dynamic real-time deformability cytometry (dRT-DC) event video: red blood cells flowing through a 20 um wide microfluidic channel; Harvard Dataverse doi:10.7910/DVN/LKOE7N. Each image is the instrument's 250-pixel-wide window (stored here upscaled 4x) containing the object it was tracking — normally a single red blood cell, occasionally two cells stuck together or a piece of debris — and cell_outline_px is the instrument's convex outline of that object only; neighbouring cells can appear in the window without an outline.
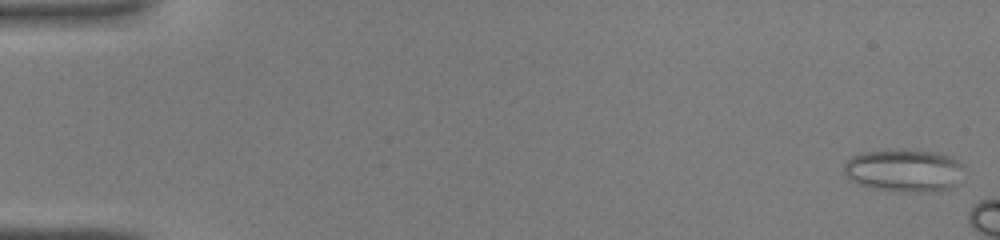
{"species": "common noctule bat (a hibernating species)", "species_latin": "Nyctalus noctula", "temperature_condition": "warm", "stored_images_in_passage": 6, "camera_frame_rate_fps": 3000, "um_per_image_px": 0.085, "animal": {"sex": "male", "body_mass_g": 19.0, "forearm_length_mm": 50.8}, "frame": {"image": 1, "passage_image": 1, "time_ms": 0.0, "image_size_px": [1000, 240], "cell_outline_px": [[964, 164], [956, 184], [948, 188], [928, 192], [900, 192], [872, 188], [860, 184], [852, 180], [844, 172], [844, 164], [852, 156], [860, 152], [888, 148], [904, 148], [936, 152], [948, 156]], "centroid_in_image_um": [76.81, 14.45], "position_along_channel_um": 8.2, "area_um2": 30.23}}